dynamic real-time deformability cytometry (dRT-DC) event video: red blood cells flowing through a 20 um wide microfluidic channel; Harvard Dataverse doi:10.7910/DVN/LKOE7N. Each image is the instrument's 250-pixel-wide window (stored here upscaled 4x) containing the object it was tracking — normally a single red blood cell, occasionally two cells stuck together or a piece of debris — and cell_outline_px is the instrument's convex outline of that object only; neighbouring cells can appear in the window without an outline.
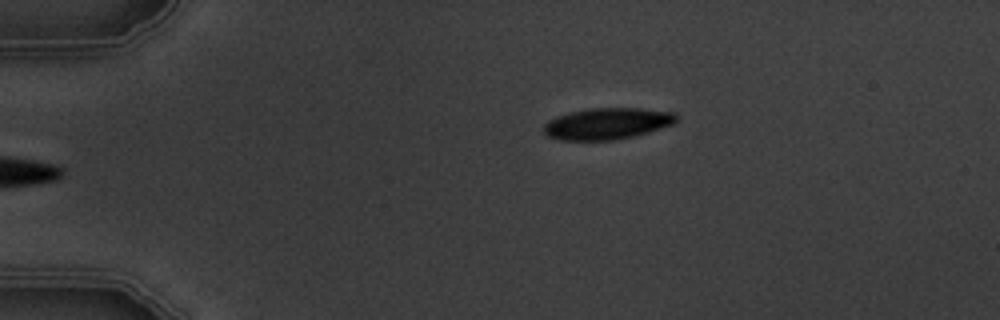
{"species": "common noctule bat (a hibernating species)", "species_latin": "Nyctalus noctula", "temperature_condition": "warm", "stored_images_in_passage": 2, "camera_frame_rate_fps": 3000, "um_per_image_px": 0.085, "animal": {"sex": "male", "body_mass_g": 19.5, "forearm_length_mm": 54.6}, "frame": {"image": 1, "passage_image": 2, "time_ms": 1.333, "image_size_px": [1000, 320], "cell_outline_px": [[676, 120], [672, 124], [648, 132], [616, 140], [560, 140], [548, 136], [544, 132], [544, 124], [548, 120], [556, 116], [568, 112], [592, 108], [640, 108], [676, 112]], "centroid_in_image_um": [51.59, 10.5], "position_along_channel_um": 33.4, "area_um2": 24.28}}